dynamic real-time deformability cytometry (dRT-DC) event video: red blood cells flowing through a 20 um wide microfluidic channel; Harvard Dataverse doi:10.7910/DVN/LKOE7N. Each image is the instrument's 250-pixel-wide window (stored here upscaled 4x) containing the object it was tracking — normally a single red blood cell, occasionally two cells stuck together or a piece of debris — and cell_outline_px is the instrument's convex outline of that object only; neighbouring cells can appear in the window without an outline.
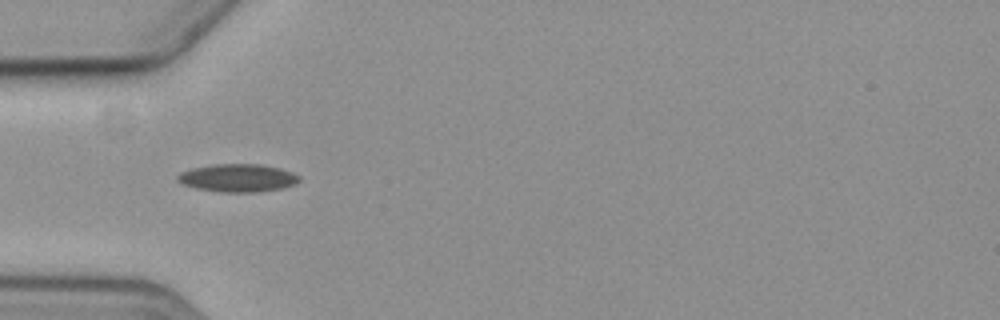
{"species": "common noctule bat (a hibernating species)", "species_latin": "Nyctalus noctula", "temperature_condition": "cold", "stored_images_in_passage": 1, "camera_frame_rate_fps": 3000, "um_per_image_px": 0.085, "animal": {"sex": "female", "body_mass_g": 19.3, "forearm_length_mm": 54.1}, "frame": {"image": 1, "passage_image": 1, "time_ms": 0.0, "image_size_px": [1000, 320], "cell_outline_px": [[300, 180], [296, 184], [284, 188], [256, 192], [220, 192], [196, 188], [184, 184], [176, 180], [176, 176], [180, 172], [192, 168], [212, 164], [260, 164], [280, 168], [292, 172], [300, 176]], "centroid_in_image_um": [20.22, 15.12], "position_along_channel_um": 64.8, "area_um2": 19.94}}